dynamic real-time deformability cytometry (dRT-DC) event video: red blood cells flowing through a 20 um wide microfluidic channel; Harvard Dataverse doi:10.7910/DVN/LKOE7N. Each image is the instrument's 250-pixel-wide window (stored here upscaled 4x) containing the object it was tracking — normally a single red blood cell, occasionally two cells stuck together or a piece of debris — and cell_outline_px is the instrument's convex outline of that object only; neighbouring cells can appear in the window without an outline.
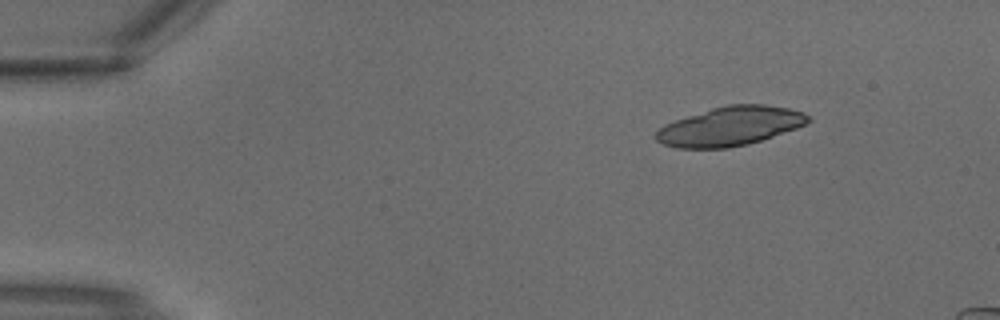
{"species": "common noctule bat (a hibernating species)", "species_latin": "Nyctalus noctula", "temperature_condition": "warm", "stored_images_in_passage": 4, "camera_frame_rate_fps": 3000, "um_per_image_px": 0.085, "animal": {"sex": "male", "body_mass_g": 18.8}, "frame": {"image": 1, "passage_image": 4, "time_ms": 1.0, "image_size_px": [1000, 320], "cell_outline_px": [[812, 120], [796, 128], [748, 144], [728, 148], [676, 148], [664, 144], [656, 140], [656, 132], [664, 124], [712, 108], [728, 104], [764, 104], [788, 108], [804, 112]], "centroid_in_image_um": [62.06, 10.73], "position_along_channel_um": 22.9, "area_um2": 34.33}}